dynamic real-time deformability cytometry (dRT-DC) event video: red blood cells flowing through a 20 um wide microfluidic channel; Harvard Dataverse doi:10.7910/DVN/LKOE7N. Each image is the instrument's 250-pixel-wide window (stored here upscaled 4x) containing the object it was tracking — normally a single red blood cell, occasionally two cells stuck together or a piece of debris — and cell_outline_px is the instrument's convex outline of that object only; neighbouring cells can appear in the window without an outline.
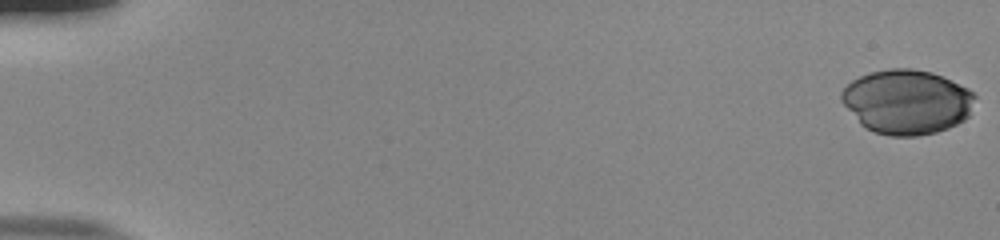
{"species": "human", "species_latin": "Homo sapiens", "temperature_condition": "room temperature", "stored_images_in_passage": 55, "camera_frame_rate_fps": 3000, "um_per_image_px": 0.085, "donor": {"sex": "male"}, "frame": {"image": 1, "passage_image": 1, "time_ms": 0.0, "image_size_px": [1000, 240], "cell_outline_px": [[976, 96], [968, 116], [964, 120], [948, 128], [936, 132], [916, 136], [888, 136], [864, 128], [860, 124], [840, 100], [840, 92], [852, 80], [868, 72], [888, 68], [912, 68], [932, 72], [944, 76], [968, 88]], "centroid_in_image_um": [77.07, 8.64], "position_along_channel_um": 7.9, "area_um2": 50.52}}
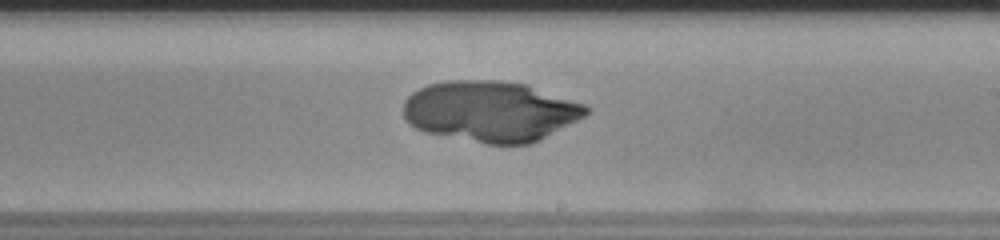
{"frame": {"image": 2, "passage_image": 34, "time_ms": 11.0, "image_size_px": [1000, 240], "cell_outline_px": [[588, 112], [584, 116], [540, 140], [528, 144], [488, 144], [424, 132], [408, 124], [404, 116], [404, 100], [412, 92], [428, 84], [448, 80], [500, 80], [528, 84], [584, 104], [588, 108]], "centroid_in_image_um": [41.66, 9.45], "position_along_channel_um": 247.3, "area_um2": 64.68}}
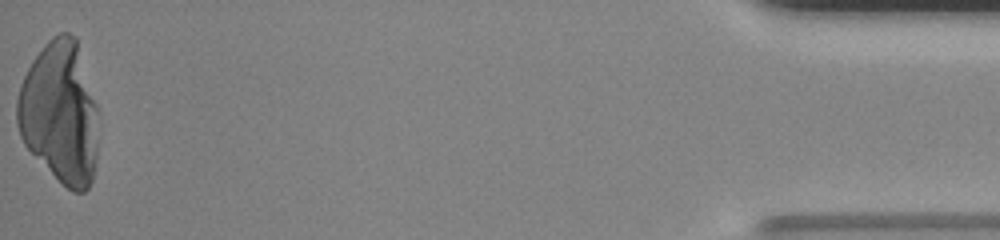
{"frame": {"image": 3, "passage_image": 55, "time_ms": 18.0, "image_size_px": [1000, 240], "cell_outline_px": [[96, 160], [92, 180], [88, 188], [84, 192], [72, 192], [24, 144], [20, 136], [16, 120], [16, 100], [20, 84], [32, 60], [44, 44], [52, 36], [60, 32], [68, 32], [76, 36], [96, 104]], "centroid_in_image_um": [5.07, 9.53], "position_along_channel_um": 430.1, "area_um2": 66.76}}